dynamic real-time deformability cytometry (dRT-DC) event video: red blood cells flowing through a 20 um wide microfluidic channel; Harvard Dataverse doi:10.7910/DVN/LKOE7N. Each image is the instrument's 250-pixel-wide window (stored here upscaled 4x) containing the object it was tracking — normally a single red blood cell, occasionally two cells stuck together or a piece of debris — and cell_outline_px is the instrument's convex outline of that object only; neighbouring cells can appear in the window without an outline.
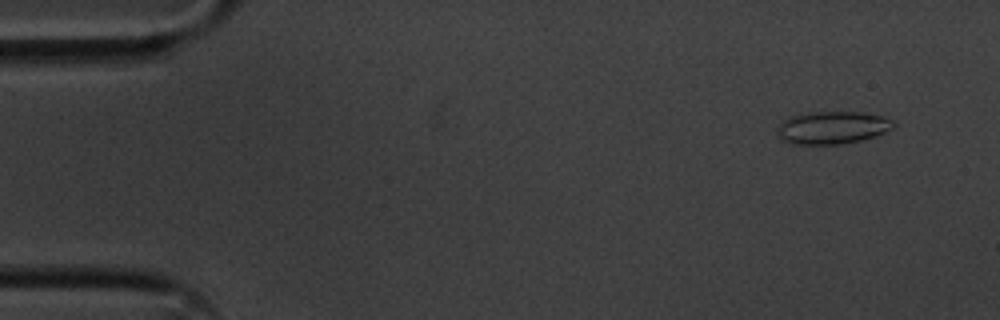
{"species": "common noctule bat (a hibernating species)", "species_latin": "Nyctalus noctula", "temperature_condition": "cold", "stored_images_in_passage": 55, "camera_frame_rate_fps": 3000, "um_per_image_px": 0.085, "animal": {"sex": "male", "body_mass_g": 20.1, "forearm_length_mm": 53.5}, "frame": {"image": 1, "passage_image": 4, "time_ms": 1.0, "image_size_px": [1000, 320], "cell_outline_px": [[896, 124], [892, 128], [876, 136], [860, 140], [840, 144], [788, 144], [780, 140], [776, 132], [776, 128], [788, 116], [808, 112], [860, 112], [880, 116], [892, 120]], "centroid_in_image_um": [70.68, 10.85], "position_along_channel_um": 14.3, "area_um2": 22.25}}
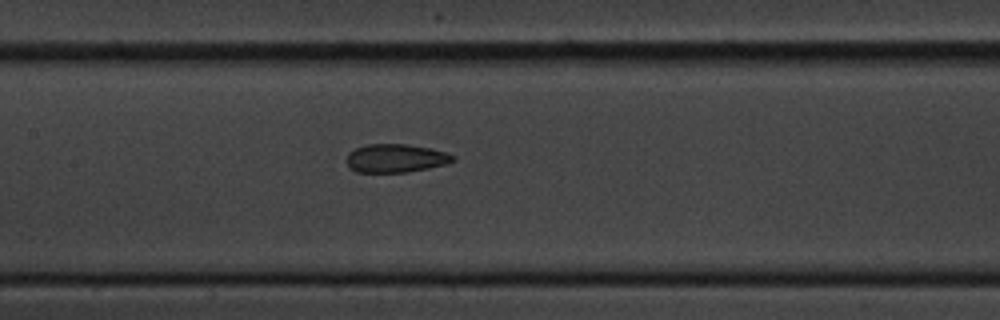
{"frame": {"image": 2, "passage_image": 26, "time_ms": 8.333, "image_size_px": [1000, 320], "cell_outline_px": [[456, 160], [444, 164], [428, 168], [408, 172], [356, 172], [348, 168], [344, 160], [348, 152], [356, 148], [368, 144], [408, 144], [432, 148], [456, 156]], "centroid_in_image_um": [33.59, 13.45], "position_along_channel_um": 173.8, "area_um2": 17.86}}
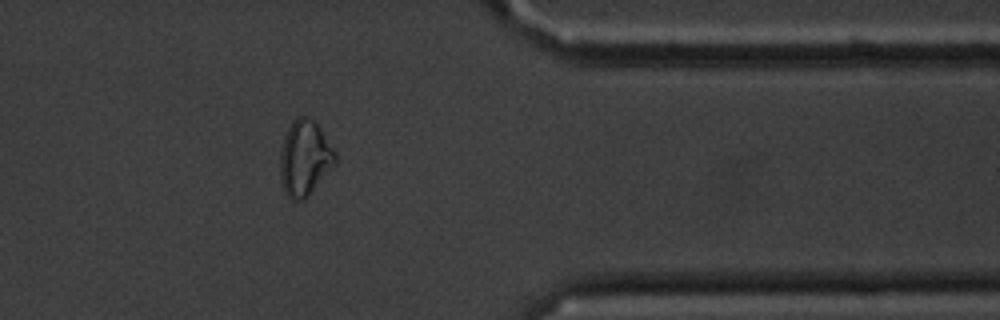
{"frame": {"image": 3, "passage_image": 45, "time_ms": 14.667, "image_size_px": [1000, 320], "cell_outline_px": [[336, 164], [308, 196], [304, 200], [292, 200], [284, 192], [280, 180], [280, 152], [284, 136], [292, 120], [296, 116], [308, 116], [320, 128], [336, 152]], "centroid_in_image_um": [25.89, 13.44], "position_along_channel_um": 385.5, "area_um2": 24.39}, "authors_computed_cell_mechanics": {"area_um2": 19.8254, "velocity_mm_per_s": 3.5827, "shape_relaxation_time_tau1_ms": 5.3244, "shape_relaxation_time_tau2_ms": 2.7806, "deformation_change_tau1": 0.131, "deformation_change_tau2": 0.0985}}